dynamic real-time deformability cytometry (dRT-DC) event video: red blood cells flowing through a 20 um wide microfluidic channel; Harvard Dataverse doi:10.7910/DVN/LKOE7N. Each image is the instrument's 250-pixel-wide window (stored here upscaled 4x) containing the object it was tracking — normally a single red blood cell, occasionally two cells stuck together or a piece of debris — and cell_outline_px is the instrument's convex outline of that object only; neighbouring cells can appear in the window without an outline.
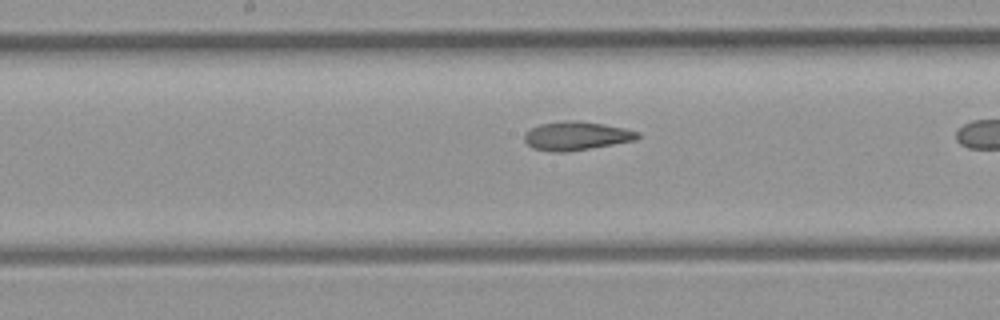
{"species": "common noctule bat (a hibernating species)", "species_latin": "Nyctalus noctula", "temperature_condition": "room temperature", "stored_images_in_passage": 28, "camera_frame_rate_fps": 3000, "um_per_image_px": 0.085, "animal": {"sex": "female", "body_mass_g": 21.9}, "frame": {"image": 1, "passage_image": 24, "time_ms": 7.667, "image_size_px": [1000, 320], "cell_outline_px": [[640, 136], [636, 140], [568, 152], [552, 152], [532, 148], [524, 140], [524, 132], [540, 124], [568, 120], [576, 120], [604, 124], [624, 128], [640, 132]], "centroid_in_image_um": [48.98, 11.55], "position_along_channel_um": 199.2, "area_um2": 18.96}}